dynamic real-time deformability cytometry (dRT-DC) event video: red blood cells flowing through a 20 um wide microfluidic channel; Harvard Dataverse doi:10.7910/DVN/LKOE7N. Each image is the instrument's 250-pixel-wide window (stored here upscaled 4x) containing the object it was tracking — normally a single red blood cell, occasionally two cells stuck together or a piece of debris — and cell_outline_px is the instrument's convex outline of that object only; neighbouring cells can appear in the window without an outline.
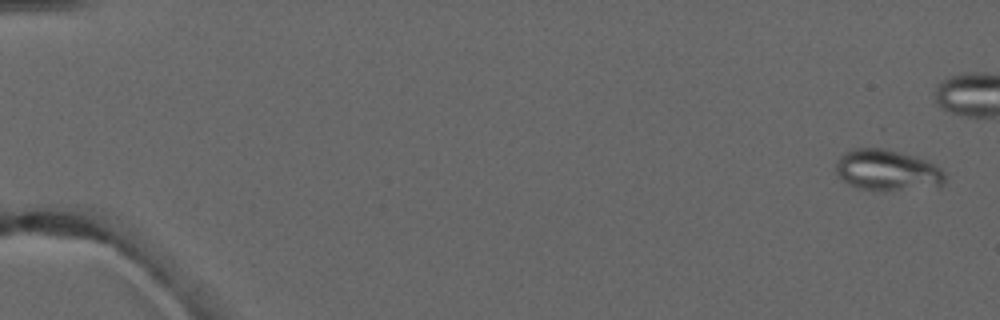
{"species": "common noctule bat (a hibernating species)", "species_latin": "Nyctalus noctula", "temperature_condition": "warm", "stored_images_in_passage": 5, "camera_frame_rate_fps": 3000, "um_per_image_px": 0.085, "animal": {"sex": "male", "forearm_length_mm": 52.5}, "frame": {"image": 1, "passage_image": 1, "time_ms": 0.0, "image_size_px": [1000, 320], "cell_outline_px": [[944, 184], [884, 192], [872, 192], [856, 188], [848, 184], [836, 172], [836, 164], [840, 156], [844, 152], [852, 148], [884, 148], [916, 156], [928, 160], [940, 168], [944, 172]], "centroid_in_image_um": [75.37, 14.47], "position_along_channel_um": 9.6, "area_um2": 26.36}}